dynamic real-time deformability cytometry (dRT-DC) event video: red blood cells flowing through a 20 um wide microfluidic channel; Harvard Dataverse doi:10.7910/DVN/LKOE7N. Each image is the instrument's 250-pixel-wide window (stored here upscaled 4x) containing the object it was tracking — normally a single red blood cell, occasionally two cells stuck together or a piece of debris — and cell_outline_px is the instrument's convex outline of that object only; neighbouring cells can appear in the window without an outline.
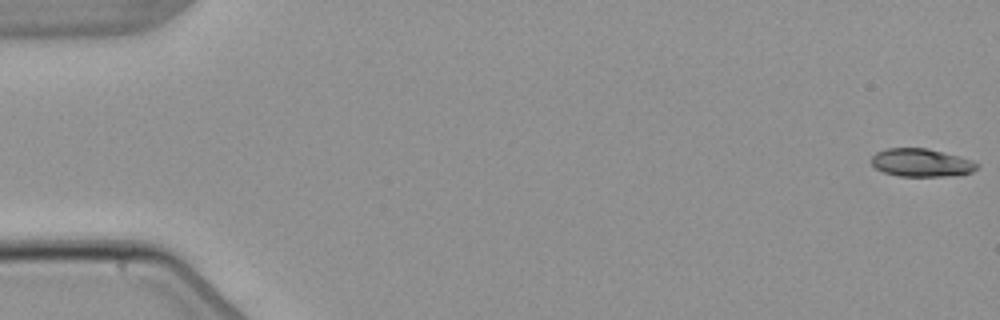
{"species": "common noctule bat (a hibernating species)", "species_latin": "Nyctalus noctula", "temperature_condition": "warm", "stored_images_in_passage": 7, "camera_frame_rate_fps": 3000, "um_per_image_px": 0.085, "animal": {"sex": "male", "body_mass_g": 21.5, "forearm_length_mm": 52.0}, "frame": {"image": 1, "passage_image": 1, "time_ms": 0.0, "image_size_px": [1000, 320], "cell_outline_px": [[980, 164], [972, 172], [944, 176], [900, 176], [884, 172], [876, 168], [872, 164], [872, 156], [876, 152], [884, 148], [928, 148], [972, 160]], "centroid_in_image_um": [78.29, 13.82], "position_along_channel_um": 6.7, "area_um2": 17.11}}
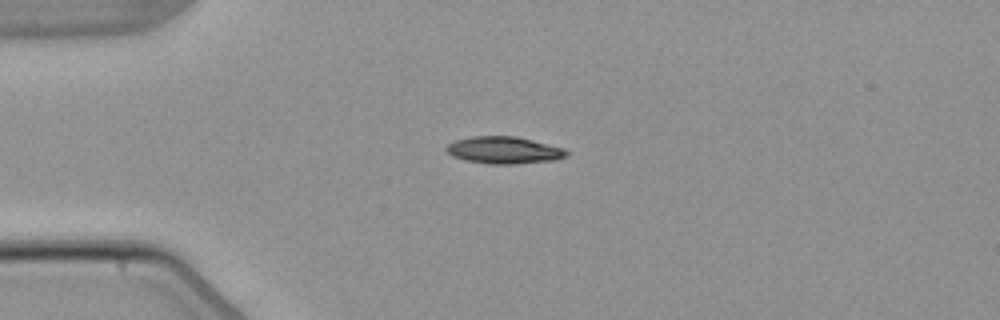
{"frame": {"image": 2, "passage_image": 4, "time_ms": 4.333, "image_size_px": [1000, 320], "cell_outline_px": [[568, 156], [556, 160], [516, 164], [492, 164], [468, 160], [452, 156], [444, 148], [448, 144], [456, 140], [472, 136], [516, 136], [564, 148], [568, 152]], "centroid_in_image_um": [42.86, 12.76], "position_along_channel_um": 42.1, "area_um2": 18.9}}
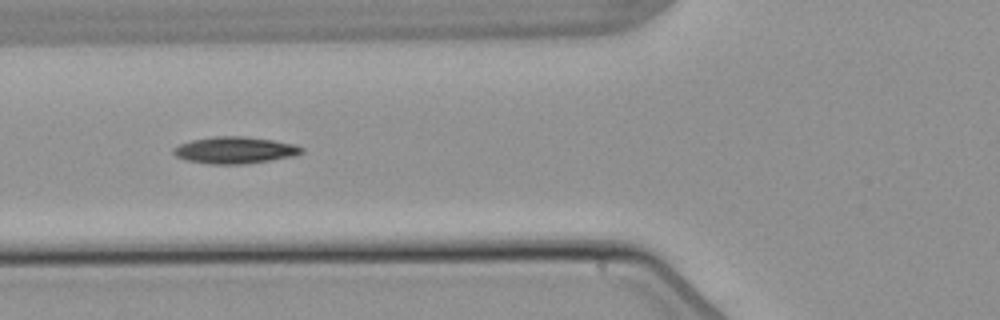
{"frame": {"image": 3, "passage_image": 6, "time_ms": 6.667, "image_size_px": [1000, 320], "cell_outline_px": [[304, 152], [296, 156], [272, 160], [244, 164], [208, 164], [188, 160], [176, 156], [172, 152], [180, 144], [192, 140], [216, 136], [244, 136], [272, 140], [296, 144], [304, 148]], "centroid_in_image_um": [20.03, 12.77], "position_along_channel_um": 105.8, "area_um2": 20.0}}